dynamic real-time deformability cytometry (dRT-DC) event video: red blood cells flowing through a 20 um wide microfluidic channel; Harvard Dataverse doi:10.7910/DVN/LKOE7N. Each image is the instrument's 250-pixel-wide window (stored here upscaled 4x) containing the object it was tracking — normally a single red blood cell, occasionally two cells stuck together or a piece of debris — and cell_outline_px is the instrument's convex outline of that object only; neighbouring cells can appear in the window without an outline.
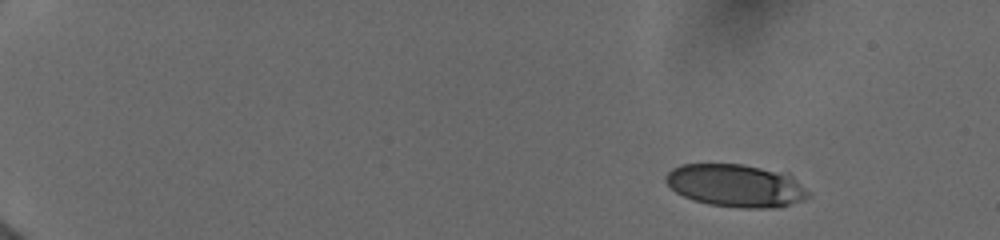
{"species": "human", "species_latin": "Homo sapiens", "temperature_condition": "cold", "stored_images_in_passage": 13, "camera_frame_rate_fps": 3000, "um_per_image_px": 0.085, "donor": {"sex": "female"}, "frame": {"image": 1, "passage_image": 1, "time_ms": 0.0, "image_size_px": [1000, 240], "cell_outline_px": [[812, 196], [804, 200], [780, 208], [740, 208], [708, 204], [684, 196], [676, 192], [664, 180], [664, 176], [672, 168], [680, 164], [744, 164], [788, 172]], "centroid_in_image_um": [62.58, 15.77], "position_along_channel_um": 22.4, "area_um2": 35.89}}
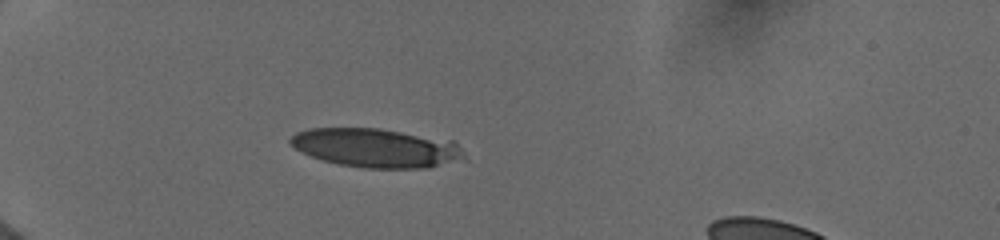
{"frame": {"image": 2, "passage_image": 7, "time_ms": 3.667, "image_size_px": [1000, 240], "cell_outline_px": [[468, 160], [424, 168], [364, 168], [340, 164], [324, 160], [312, 156], [288, 144], [288, 140], [296, 132], [308, 128], [380, 128], [452, 140], [464, 152]], "centroid_in_image_um": [32.02, 12.57], "position_along_channel_um": 53.0, "area_um2": 39.59}}